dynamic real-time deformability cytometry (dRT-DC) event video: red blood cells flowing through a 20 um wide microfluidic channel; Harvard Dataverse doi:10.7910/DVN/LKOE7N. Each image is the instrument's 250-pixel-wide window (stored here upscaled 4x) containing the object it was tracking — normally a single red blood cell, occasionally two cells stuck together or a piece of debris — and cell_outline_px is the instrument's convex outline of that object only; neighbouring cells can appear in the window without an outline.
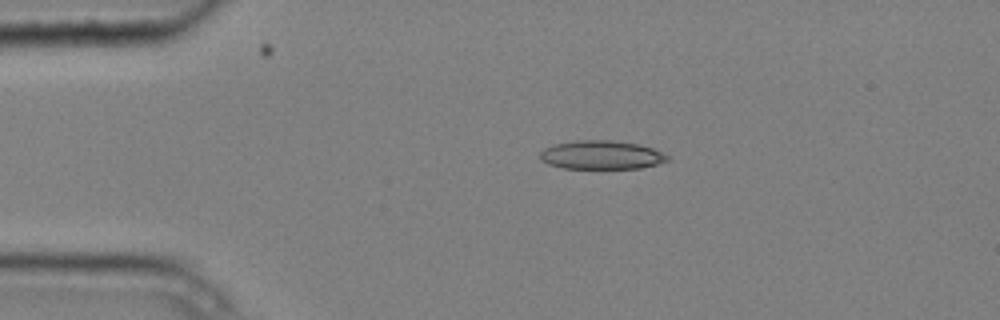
{"species": "common noctule bat (a hibernating species)", "species_latin": "Nyctalus noctula", "temperature_condition": "cold", "stored_images_in_passage": 6, "camera_frame_rate_fps": 3000, "um_per_image_px": 0.085, "animal": {"sex": "male", "body_mass_g": 20.4}, "frame": {"image": 1, "passage_image": 3, "time_ms": 0.667, "image_size_px": [1000, 320], "cell_outline_px": [[672, 160], [640, 168], [564, 168], [548, 164], [540, 160], [540, 152], [544, 148], [552, 144], [576, 140], [612, 140], [636, 144], [652, 148], [668, 156]], "centroid_in_image_um": [51.08, 13.17], "position_along_channel_um": 33.9, "area_um2": 21.27}}
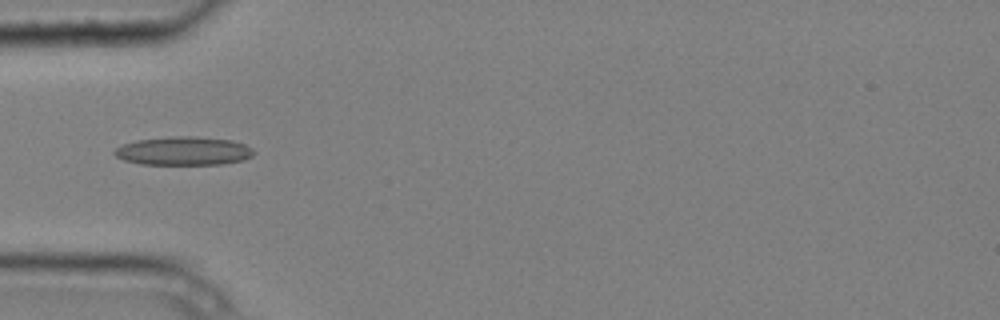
{"frame": {"image": 2, "passage_image": 5, "time_ms": 1.333, "image_size_px": [1000, 320], "cell_outline_px": [[256, 152], [252, 156], [244, 160], [220, 164], [140, 164], [124, 160], [116, 156], [112, 152], [116, 148], [124, 144], [136, 140], [172, 136], [192, 136], [232, 140], [244, 144], [252, 148]], "centroid_in_image_um": [15.62, 12.83], "position_along_channel_um": 69.4, "area_um2": 23.18}}
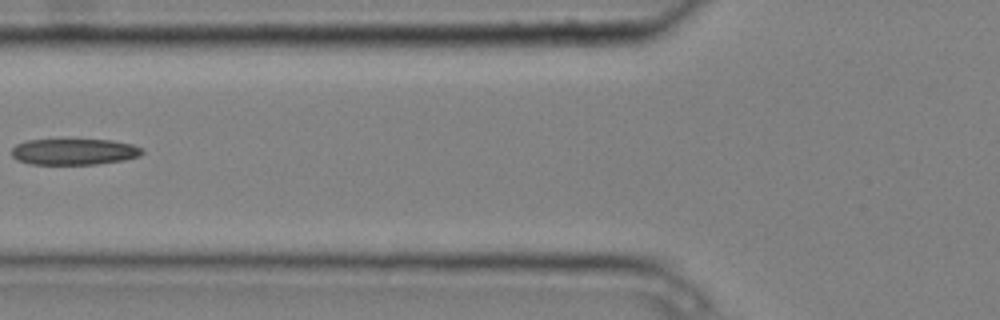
{"frame": {"image": 3, "passage_image": 6, "time_ms": 1.667, "image_size_px": [1000, 320], "cell_outline_px": [[144, 152], [140, 156], [124, 160], [96, 164], [32, 164], [16, 160], [12, 156], [12, 148], [16, 144], [28, 140], [112, 140], [132, 144], [144, 148]], "centroid_in_image_um": [6.33, 12.9], "position_along_channel_um": 119.5, "area_um2": 19.94}}